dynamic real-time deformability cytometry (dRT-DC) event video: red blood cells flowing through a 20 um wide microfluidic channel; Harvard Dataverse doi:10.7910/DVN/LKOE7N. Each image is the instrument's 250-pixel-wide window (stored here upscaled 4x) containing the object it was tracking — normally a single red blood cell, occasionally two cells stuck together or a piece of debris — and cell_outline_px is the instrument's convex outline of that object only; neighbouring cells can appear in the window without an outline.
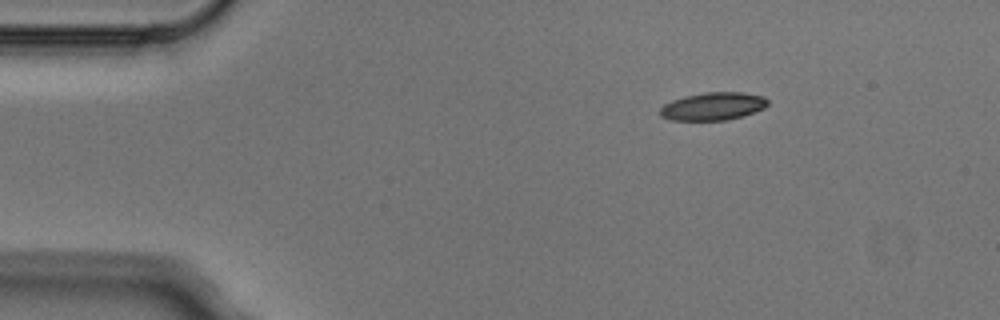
{"species": "Egyptian fruit bat (a non-hibernating species)", "species_latin": "Rousettus aegyptiacus", "temperature_condition": "cold", "stored_images_in_passage": 4, "camera_frame_rate_fps": 3000, "um_per_image_px": 0.085, "animal": {"sex": "male"}, "frame": {"image": 1, "passage_image": 4, "time_ms": 1.0, "image_size_px": [1000, 320], "cell_outline_px": [[768, 104], [764, 108], [744, 116], [728, 120], [672, 120], [660, 116], [660, 108], [664, 104], [672, 100], [684, 96], [704, 92], [740, 92], [764, 96], [768, 100]], "centroid_in_image_um": [60.61, 9.03], "position_along_channel_um": 24.4, "area_um2": 17.57}}